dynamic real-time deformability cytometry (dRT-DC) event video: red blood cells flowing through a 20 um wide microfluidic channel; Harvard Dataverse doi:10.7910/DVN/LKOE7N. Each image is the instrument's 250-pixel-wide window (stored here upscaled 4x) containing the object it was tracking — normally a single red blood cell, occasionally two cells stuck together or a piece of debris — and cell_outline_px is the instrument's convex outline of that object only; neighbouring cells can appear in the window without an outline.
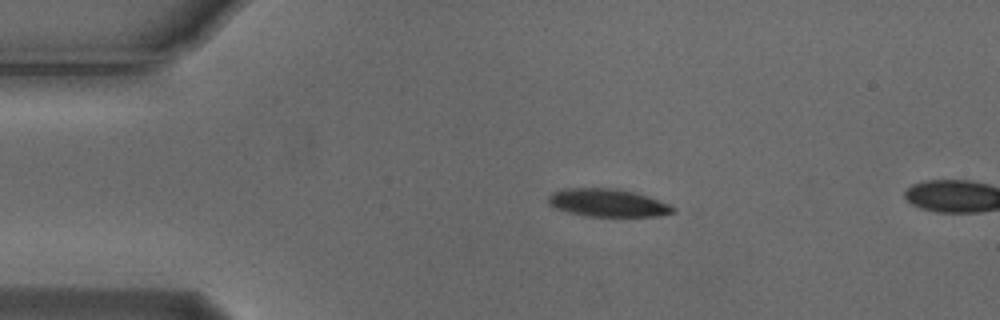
{"species": "Egyptian fruit bat (a non-hibernating species)", "species_latin": "Rousettus aegyptiacus", "temperature_condition": "cold", "stored_images_in_passage": 3, "camera_frame_rate_fps": 3000, "um_per_image_px": 0.085, "animal": {"sex": "male"}, "frame": {"image": 1, "passage_image": 2, "time_ms": 0.333, "image_size_px": [1000, 320], "cell_outline_px": [[676, 212], [660, 216], [588, 216], [568, 212], [556, 208], [548, 204], [548, 196], [552, 192], [564, 188], [616, 188], [632, 192], [668, 204], [676, 208]], "centroid_in_image_um": [51.62, 17.24], "position_along_channel_um": 33.4, "area_um2": 20.06}}